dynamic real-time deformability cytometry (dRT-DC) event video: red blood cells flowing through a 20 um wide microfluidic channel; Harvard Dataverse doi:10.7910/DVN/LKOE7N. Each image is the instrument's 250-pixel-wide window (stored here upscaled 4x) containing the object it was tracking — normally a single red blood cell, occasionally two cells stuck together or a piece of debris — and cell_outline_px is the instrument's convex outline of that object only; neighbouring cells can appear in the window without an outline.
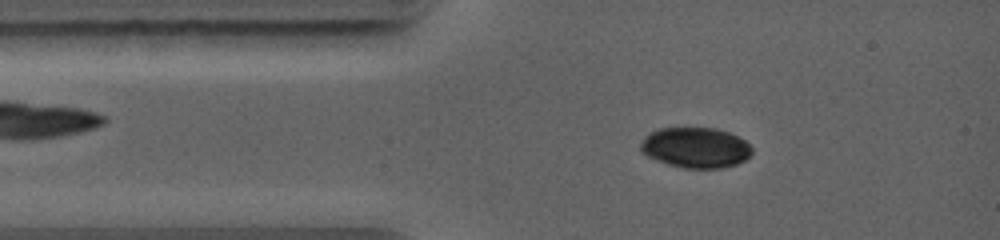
{"species": "common noctule bat (a hibernating species)", "species_latin": "Nyctalus noctula", "temperature_condition": "warm", "stored_images_in_passage": 3, "camera_frame_rate_fps": 5000, "um_per_image_px": 0.085, "animal": {"sex": "female", "body_mass_g": 19.0, "forearm_length_mm": 56.7}, "frame": {"image": 1, "passage_image": 1, "time_ms": 0.0, "image_size_px": [1000, 240], "cell_outline_px": [[752, 152], [744, 160], [736, 164], [720, 168], [684, 168], [668, 164], [656, 160], [640, 152], [640, 144], [644, 136], [648, 132], [660, 128], [716, 128], [728, 132], [744, 140], [752, 148]], "centroid_in_image_um": [59.08, 12.54], "position_along_channel_um": 25.9, "area_um2": 26.24}}
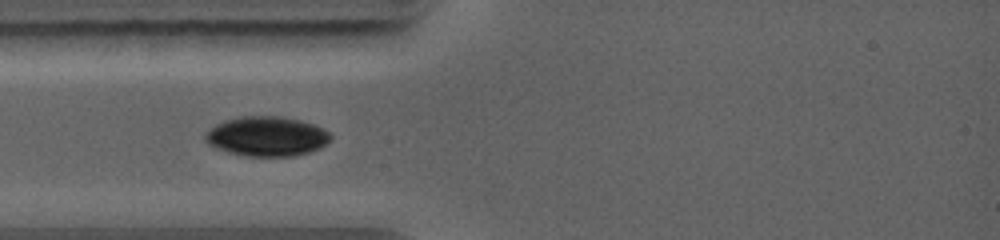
{"frame": {"image": 2, "passage_image": 2, "time_ms": 1.2, "image_size_px": [1000, 240], "cell_outline_px": [[332, 140], [320, 148], [308, 152], [292, 156], [248, 156], [228, 152], [216, 148], [208, 144], [204, 140], [204, 136], [216, 124], [224, 120], [240, 116], [280, 116], [300, 120], [312, 124], [328, 132], [332, 136]], "centroid_in_image_um": [22.67, 11.59], "position_along_channel_um": 62.3, "area_um2": 28.9}}
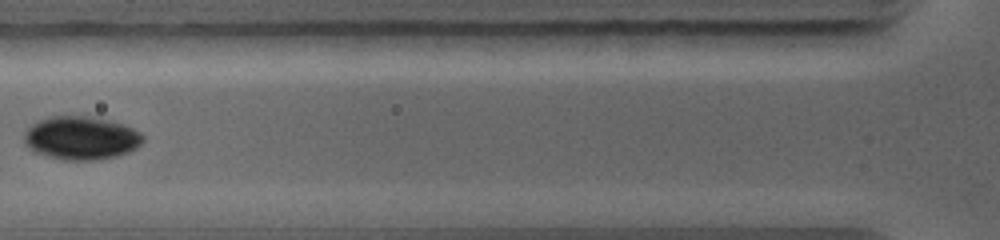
{"frame": {"image": 3, "passage_image": 3, "time_ms": 2.4, "image_size_px": [1000, 240], "cell_outline_px": [[144, 140], [136, 148], [128, 152], [116, 156], [96, 160], [64, 160], [48, 156], [36, 152], [28, 148], [24, 140], [24, 132], [32, 124], [40, 120], [52, 116], [100, 116], [124, 124], [140, 132], [144, 136]], "centroid_in_image_um": [6.92, 11.71], "position_along_channel_um": 118.9, "area_um2": 30.23}}